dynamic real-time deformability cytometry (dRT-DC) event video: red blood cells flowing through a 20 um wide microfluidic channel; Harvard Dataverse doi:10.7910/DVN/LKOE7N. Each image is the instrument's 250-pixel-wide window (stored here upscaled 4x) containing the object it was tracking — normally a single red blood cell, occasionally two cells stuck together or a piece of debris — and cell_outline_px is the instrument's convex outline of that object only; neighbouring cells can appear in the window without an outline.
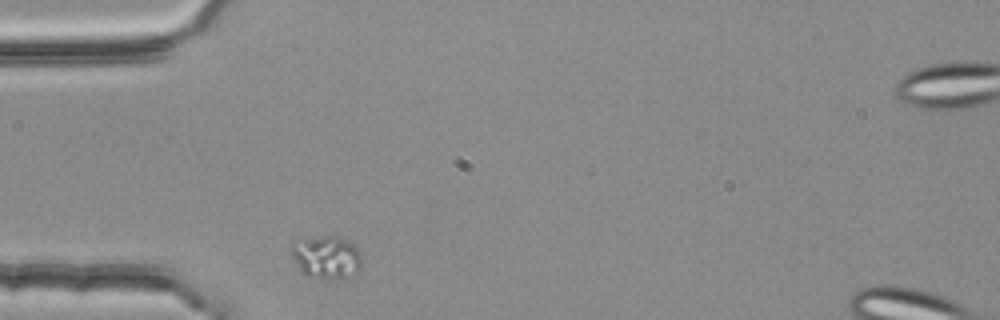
{"species": "common noctule bat (a hibernating species)", "species_latin": "Nyctalus noctula", "temperature_condition": "room temperature", "stored_images_in_passage": 2, "camera_frame_rate_fps": 3000, "um_per_image_px": 0.085, "animal": {"sex": "female", "body_mass_g": 25.1}, "frame": {"image": 1, "passage_image": 1, "time_ms": 0.0, "image_size_px": [1000, 320], "cell_outline_px": [[360, 268], [356, 272], [344, 276], [328, 280], [324, 280], [304, 276], [300, 272], [288, 248], [292, 244], [304, 240], [320, 236], [336, 236], [356, 244], [360, 256]], "centroid_in_image_um": [27.7, 21.88], "position_along_channel_um": 57.3, "area_um2": 17.63}}